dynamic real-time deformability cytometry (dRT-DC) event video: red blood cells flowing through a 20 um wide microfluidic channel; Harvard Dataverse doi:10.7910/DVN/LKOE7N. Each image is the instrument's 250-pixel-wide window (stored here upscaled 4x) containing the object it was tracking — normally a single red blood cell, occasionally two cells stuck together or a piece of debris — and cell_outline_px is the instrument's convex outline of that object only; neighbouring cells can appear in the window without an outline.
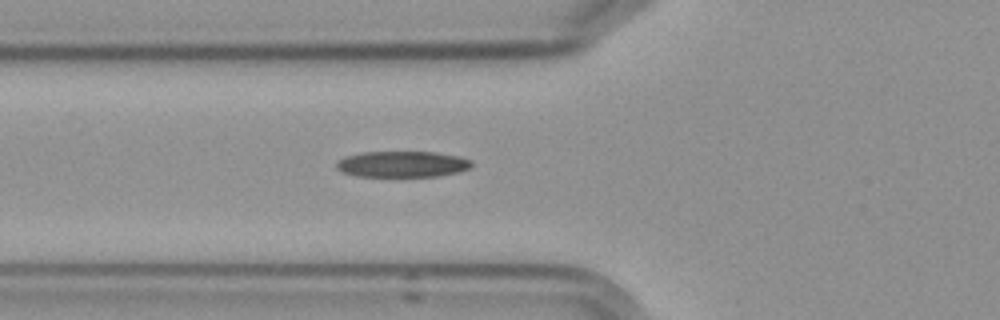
{"species": "Egyptian fruit bat (a non-hibernating species)", "species_latin": "Rousettus aegyptiacus", "temperature_condition": "cold", "stored_images_in_passage": 3, "camera_frame_rate_fps": 3000, "um_per_image_px": 0.085, "frame": {"image": 1, "passage_image": 3, "time_ms": 2.333, "image_size_px": [1000, 320], "cell_outline_px": [[472, 164], [468, 168], [456, 172], [436, 176], [356, 176], [344, 172], [336, 168], [336, 164], [344, 156], [364, 152], [436, 152], [460, 156], [472, 160]], "centroid_in_image_um": [34.2, 13.94], "position_along_channel_um": 91.6, "area_um2": 20.35}}